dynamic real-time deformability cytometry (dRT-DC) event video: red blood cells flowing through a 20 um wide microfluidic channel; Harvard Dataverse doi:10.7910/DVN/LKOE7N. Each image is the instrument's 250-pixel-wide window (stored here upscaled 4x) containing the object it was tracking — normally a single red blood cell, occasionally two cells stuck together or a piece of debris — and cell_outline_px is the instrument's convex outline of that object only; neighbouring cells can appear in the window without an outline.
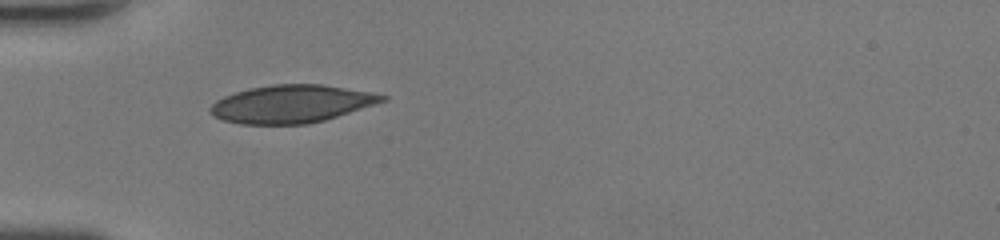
{"species": "human", "species_latin": "Homo sapiens", "temperature_condition": "room temperature", "stored_images_in_passage": 32, "camera_frame_rate_fps": 3000, "um_per_image_px": 0.085, "donor": {"sex": "female"}, "frame": {"image": 1, "passage_image": 1, "time_ms": 0.0, "image_size_px": [1000, 240], "cell_outline_px": [[388, 100], [324, 120], [308, 124], [240, 124], [224, 120], [208, 112], [208, 108], [216, 100], [224, 96], [248, 88], [272, 84], [320, 84], [372, 92], [388, 96]], "centroid_in_image_um": [24.77, 8.83], "position_along_channel_um": 60.2, "area_um2": 37.8}}
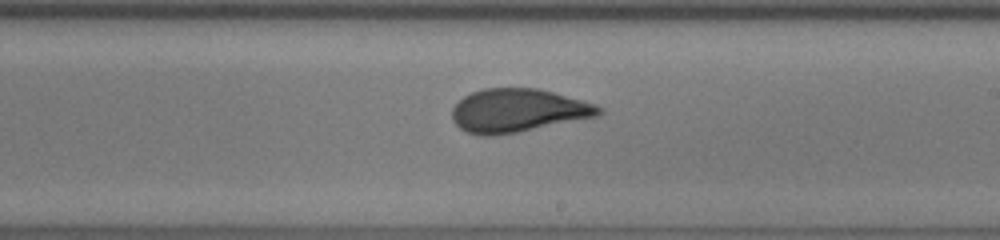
{"frame": {"image": 2, "passage_image": 14, "time_ms": 4.333, "image_size_px": [1000, 240], "cell_outline_px": [[604, 112], [600, 116], [520, 132], [492, 136], [480, 136], [468, 132], [460, 128], [452, 120], [452, 108], [464, 96], [472, 92], [484, 88], [536, 88], [552, 92], [596, 104], [604, 108]], "centroid_in_image_um": [44.05, 9.41], "position_along_channel_um": 245.0, "area_um2": 37.34}}
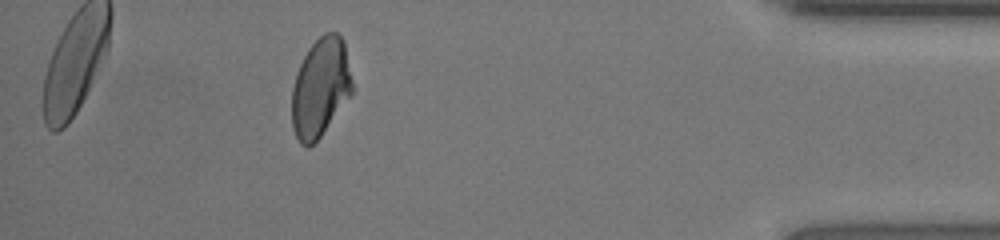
{"frame": {"image": 3, "passage_image": 28, "time_ms": 9.0, "image_size_px": [1000, 240], "cell_outline_px": [[352, 92], [320, 136], [308, 148], [300, 144], [292, 128], [292, 88], [296, 72], [308, 48], [324, 32], [336, 32], [344, 40], [352, 84]], "centroid_in_image_um": [27.2, 7.43], "position_along_channel_um": 408.0, "area_um2": 34.39}, "authors_computed_cell_mechanics": {"area_um2": 36.6452, "velocity_mm_per_s": 4.4561, "shape_relaxation_time_tau1_ms": 10.8187, "shape_relaxation_time_tau2_ms": null, "deformation_change_tau1": 0.2659, "deformation_change_tau2": null}}